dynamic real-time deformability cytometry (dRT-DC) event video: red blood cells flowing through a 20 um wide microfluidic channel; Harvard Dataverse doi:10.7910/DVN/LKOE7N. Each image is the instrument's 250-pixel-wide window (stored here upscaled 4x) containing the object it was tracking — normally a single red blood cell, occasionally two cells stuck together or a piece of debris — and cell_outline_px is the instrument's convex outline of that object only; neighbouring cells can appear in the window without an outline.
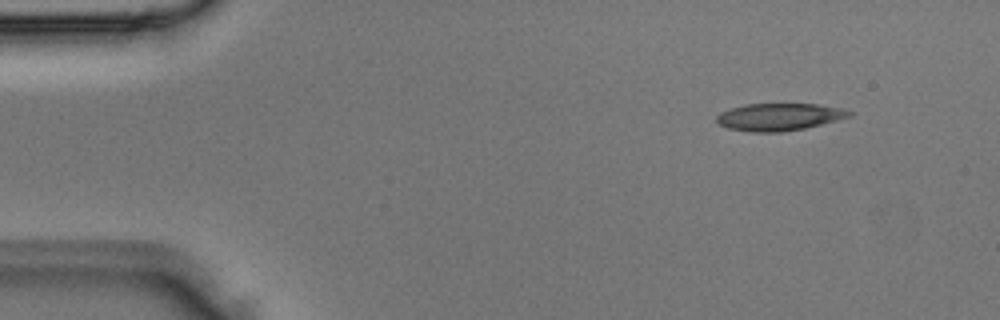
{"species": "Egyptian fruit bat (a non-hibernating species)", "species_latin": "Rousettus aegyptiacus", "temperature_condition": "room temperature", "stored_images_in_passage": 3, "camera_frame_rate_fps": 3000, "um_per_image_px": 0.085, "animal": {"sex": "male"}, "frame": {"image": 1, "passage_image": 1, "time_ms": 0.0, "image_size_px": [1000, 320], "cell_outline_px": [[856, 112], [852, 116], [804, 128], [780, 132], [752, 132], [728, 128], [720, 124], [716, 120], [716, 116], [720, 112], [744, 104], [816, 104], [840, 108]], "centroid_in_image_um": [66.23, 9.93], "position_along_channel_um": 18.8, "area_um2": 20.98}}
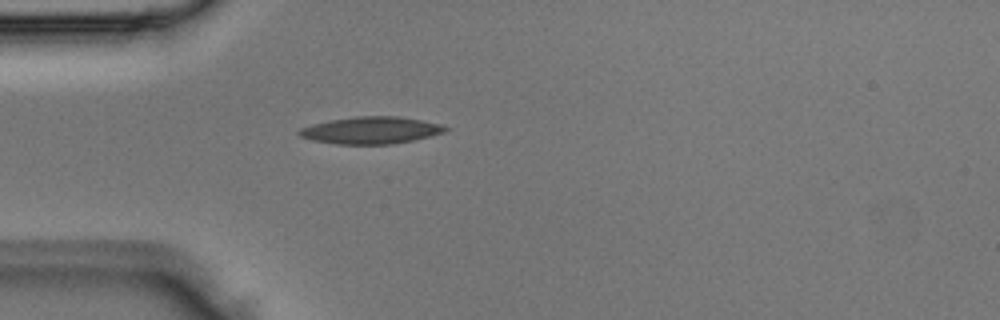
{"frame": {"image": 2, "passage_image": 3, "time_ms": 0.667, "image_size_px": [1000, 320], "cell_outline_px": [[452, 128], [444, 132], [412, 140], [392, 144], [336, 144], [312, 140], [300, 136], [296, 132], [300, 128], [312, 124], [332, 120], [356, 116], [400, 116], [440, 124]], "centroid_in_image_um": [31.52, 11.07], "position_along_channel_um": 53.5, "area_um2": 22.95}}